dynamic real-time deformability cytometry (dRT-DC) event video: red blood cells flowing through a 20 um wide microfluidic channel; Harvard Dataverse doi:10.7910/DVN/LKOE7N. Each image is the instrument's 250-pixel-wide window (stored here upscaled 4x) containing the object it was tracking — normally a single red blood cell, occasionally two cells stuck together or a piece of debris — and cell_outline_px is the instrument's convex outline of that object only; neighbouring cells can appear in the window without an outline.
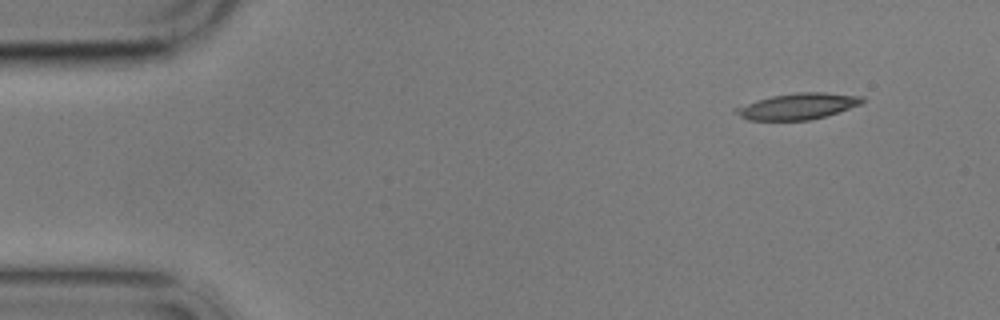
{"species": "common noctule bat (a hibernating species)", "species_latin": "Nyctalus noctula", "temperature_condition": "cold", "stored_images_in_passage": 4, "camera_frame_rate_fps": 3000, "um_per_image_px": 0.085, "animal": {"sex": "male", "body_mass_g": 17.9}, "frame": {"image": 1, "passage_image": 1, "time_ms": 0.0, "image_size_px": [1000, 320], "cell_outline_px": [[864, 100], [860, 104], [824, 116], [808, 120], [748, 120], [732, 112], [732, 108], [772, 96], [796, 92], [824, 92], [864, 96]], "centroid_in_image_um": [67.77, 9.03], "position_along_channel_um": 17.2, "area_um2": 19.07}}